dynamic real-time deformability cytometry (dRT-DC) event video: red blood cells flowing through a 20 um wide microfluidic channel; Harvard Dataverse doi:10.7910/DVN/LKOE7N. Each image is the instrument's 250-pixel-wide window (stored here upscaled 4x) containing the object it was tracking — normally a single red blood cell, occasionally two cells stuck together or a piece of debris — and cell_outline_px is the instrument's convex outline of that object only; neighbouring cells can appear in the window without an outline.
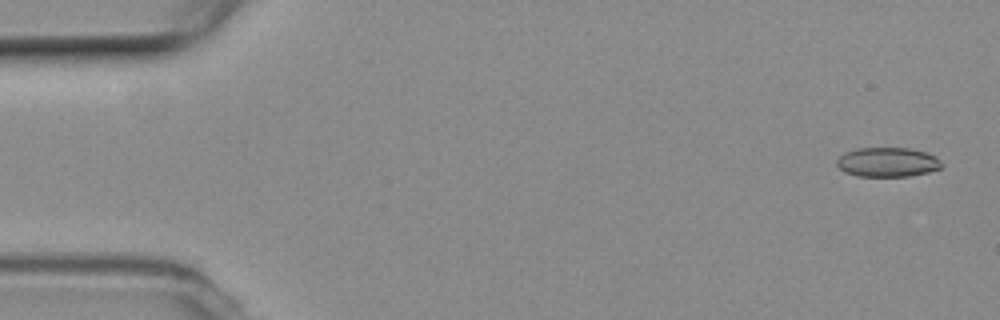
{"species": "common noctule bat (a hibernating species)", "species_latin": "Nyctalus noctula", "temperature_condition": "room temperature", "stored_images_in_passage": 54, "camera_frame_rate_fps": 3000, "um_per_image_px": 0.085, "animal": {"sex": "female", "body_mass_g": 19.3, "forearm_length_mm": 54.1}, "frame": {"image": 1, "passage_image": 2, "time_ms": 0.333, "image_size_px": [1000, 320], "cell_outline_px": [[944, 164], [940, 168], [928, 172], [908, 176], [856, 176], [844, 172], [836, 164], [836, 160], [844, 152], [856, 148], [908, 148], [928, 152], [936, 156]], "centroid_in_image_um": [75.44, 13.77], "position_along_channel_um": 9.6, "area_um2": 18.15}}
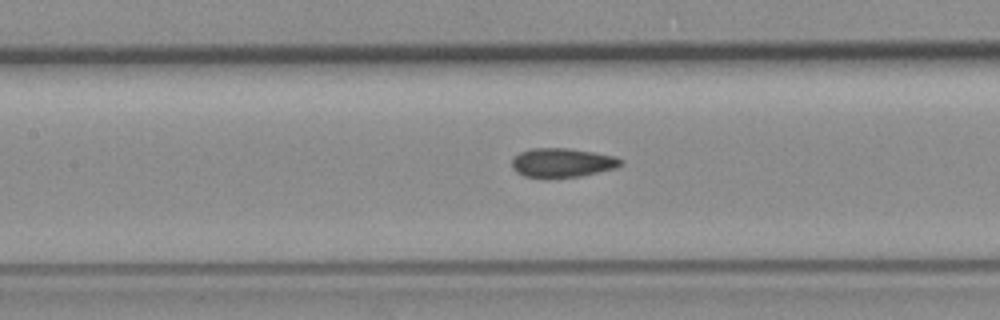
{"frame": {"image": 2, "passage_image": 24, "time_ms": 7.667, "image_size_px": [1000, 320], "cell_outline_px": [[624, 160], [616, 168], [580, 176], [524, 176], [516, 172], [512, 168], [512, 160], [520, 152], [532, 148], [568, 148], [592, 152], [612, 156]], "centroid_in_image_um": [47.78, 13.81], "position_along_channel_um": 159.6, "area_um2": 17.92}}
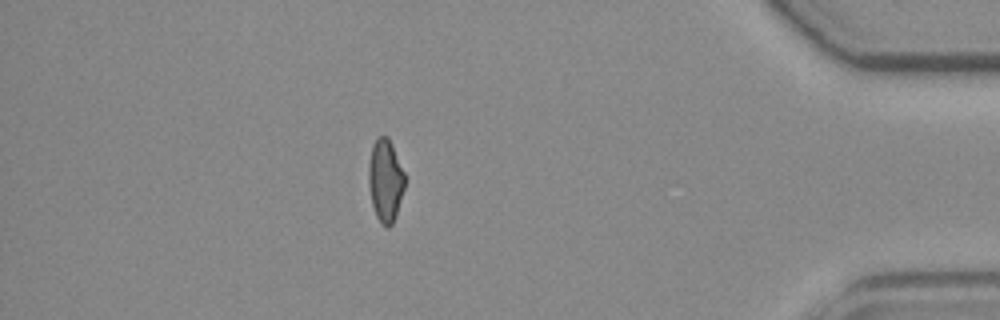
{"frame": {"image": 3, "passage_image": 47, "time_ms": 15.333, "image_size_px": [1000, 320], "cell_outline_px": [[404, 188], [396, 216], [392, 224], [388, 228], [384, 228], [380, 224], [376, 216], [372, 204], [368, 184], [368, 164], [372, 144], [376, 136], [388, 136], [392, 144], [404, 172]], "centroid_in_image_um": [32.73, 15.34], "position_along_channel_um": 402.5, "area_um2": 17.69}, "authors_computed_cell_mechanics": {"area_um2": 18.3515, "velocity_mm_per_s": 3.7886, "shape_relaxation_time_tau1_ms": null, "shape_relaxation_time_tau2_ms": 2.0399, "deformation_change_tau1": null, "deformation_change_tau2": 0.0638}}